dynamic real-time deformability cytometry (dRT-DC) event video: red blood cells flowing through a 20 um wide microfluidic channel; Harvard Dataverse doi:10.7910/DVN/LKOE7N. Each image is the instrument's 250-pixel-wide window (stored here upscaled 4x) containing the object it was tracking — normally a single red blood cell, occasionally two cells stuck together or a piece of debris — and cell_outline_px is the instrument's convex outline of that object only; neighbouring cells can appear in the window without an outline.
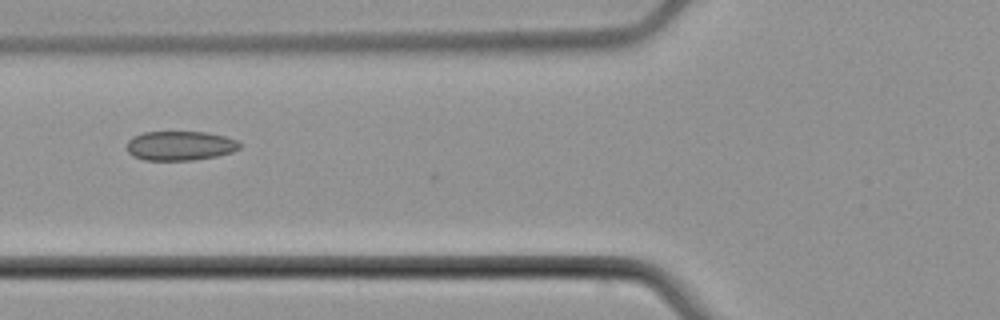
{"species": "common noctule bat (a hibernating species)", "species_latin": "Nyctalus noctula", "temperature_condition": "cold", "stored_images_in_passage": 5, "camera_frame_rate_fps": 3000, "um_per_image_px": 0.085, "animal": {"sex": "male", "body_mass_g": 21.5, "forearm_length_mm": 52.0}, "frame": {"image": 1, "passage_image": 5, "time_ms": 5.667, "image_size_px": [1000, 320], "cell_outline_px": [[240, 148], [232, 152], [216, 156], [192, 160], [144, 160], [132, 156], [128, 152], [128, 140], [132, 136], [144, 132], [208, 132], [224, 136], [236, 140], [240, 144]], "centroid_in_image_um": [15.29, 12.38], "position_along_channel_um": 110.5, "area_um2": 19.31}}